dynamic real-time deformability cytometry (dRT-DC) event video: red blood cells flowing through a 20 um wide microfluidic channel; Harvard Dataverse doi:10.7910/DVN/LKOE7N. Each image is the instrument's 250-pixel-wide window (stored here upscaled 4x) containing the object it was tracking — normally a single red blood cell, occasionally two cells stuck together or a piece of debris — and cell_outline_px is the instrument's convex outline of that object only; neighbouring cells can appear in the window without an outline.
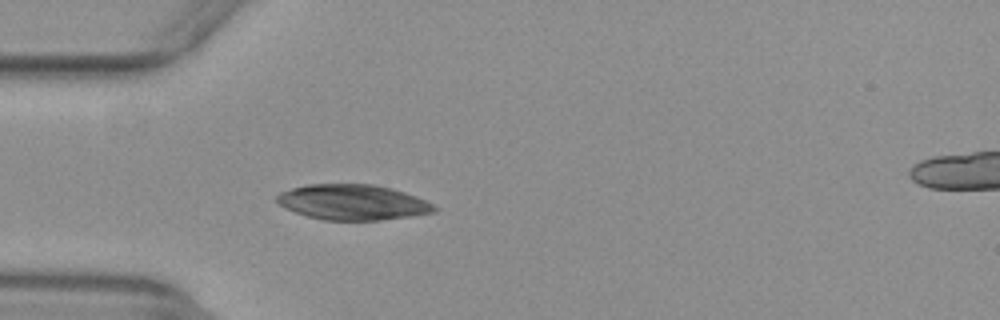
{"species": "common noctule bat (a hibernating species)", "species_latin": "Nyctalus noctula", "temperature_condition": "warm", "stored_images_in_passage": 42, "camera_frame_rate_fps": 3000, "um_per_image_px": 0.085, "animal": {"sex": "female", "body_mass_g": 29.2, "forearm_length_mm": 56.3}, "frame": {"image": 1, "passage_image": 8, "time_ms": 2.333, "image_size_px": [1000, 320], "cell_outline_px": [[440, 208], [436, 212], [412, 216], [380, 220], [324, 220], [308, 216], [284, 208], [276, 200], [276, 196], [280, 192], [292, 188], [308, 184], [372, 184], [392, 188], [416, 196]], "centroid_in_image_um": [30.0, 17.19], "position_along_channel_um": 55.0, "area_um2": 32.48}}
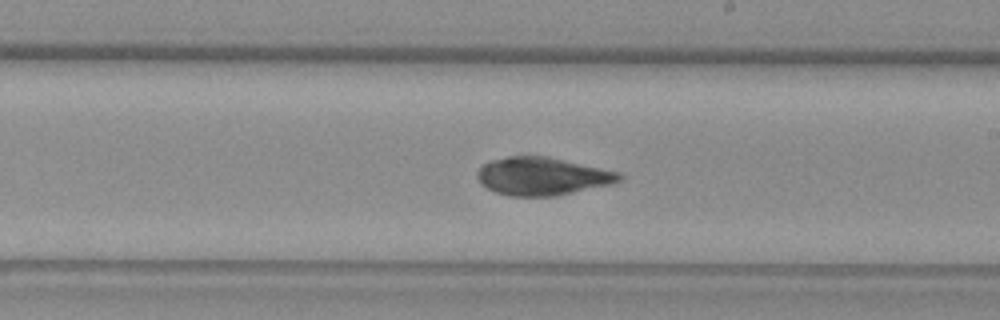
{"frame": {"image": 2, "passage_image": 23, "time_ms": 7.333, "image_size_px": [1000, 320], "cell_outline_px": [[624, 176], [620, 180], [612, 184], [556, 196], [508, 196], [496, 192], [480, 184], [476, 176], [476, 172], [484, 164], [492, 160], [508, 156], [548, 156], [620, 172]], "centroid_in_image_um": [46.1, 14.98], "position_along_channel_um": 242.9, "area_um2": 31.5}}
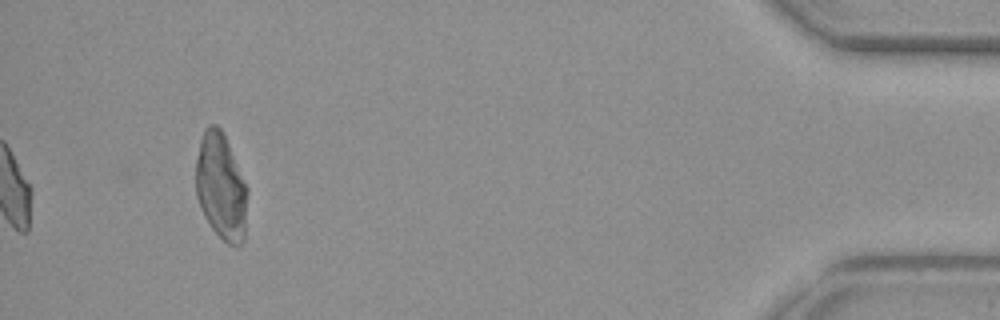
{"frame": {"image": 3, "passage_image": 42, "time_ms": 13.667, "image_size_px": [1000, 320], "cell_outline_px": [[248, 192], [244, 240], [236, 248], [228, 244], [212, 228], [204, 216], [200, 208], [196, 196], [196, 160], [200, 140], [204, 128], [208, 124], [216, 124], [220, 128], [228, 144], [248, 188]], "centroid_in_image_um": [18.78, 15.88], "position_along_channel_um": 416.4, "area_um2": 32.14}}